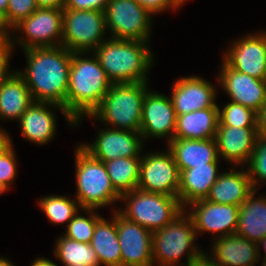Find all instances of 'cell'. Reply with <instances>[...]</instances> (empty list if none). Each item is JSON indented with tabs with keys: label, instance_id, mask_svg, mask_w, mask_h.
<instances>
[{
	"label": "cell",
	"instance_id": "6da1fadb",
	"mask_svg": "<svg viewBox=\"0 0 266 266\" xmlns=\"http://www.w3.org/2000/svg\"><path fill=\"white\" fill-rule=\"evenodd\" d=\"M24 52L26 70L17 72L24 78L33 101L58 104L66 110L72 52L62 45Z\"/></svg>",
	"mask_w": 266,
	"mask_h": 266
},
{
	"label": "cell",
	"instance_id": "7a4b0ae2",
	"mask_svg": "<svg viewBox=\"0 0 266 266\" xmlns=\"http://www.w3.org/2000/svg\"><path fill=\"white\" fill-rule=\"evenodd\" d=\"M92 54V57H88L86 52L72 53L66 112L76 126L100 105L112 85L98 58Z\"/></svg>",
	"mask_w": 266,
	"mask_h": 266
},
{
	"label": "cell",
	"instance_id": "3957f363",
	"mask_svg": "<svg viewBox=\"0 0 266 266\" xmlns=\"http://www.w3.org/2000/svg\"><path fill=\"white\" fill-rule=\"evenodd\" d=\"M148 44L108 37L93 53L112 83L148 82L154 59Z\"/></svg>",
	"mask_w": 266,
	"mask_h": 266
},
{
	"label": "cell",
	"instance_id": "277c9868",
	"mask_svg": "<svg viewBox=\"0 0 266 266\" xmlns=\"http://www.w3.org/2000/svg\"><path fill=\"white\" fill-rule=\"evenodd\" d=\"M148 82L112 83L100 105L87 117L114 129L140 133L142 104Z\"/></svg>",
	"mask_w": 266,
	"mask_h": 266
},
{
	"label": "cell",
	"instance_id": "5b68a950",
	"mask_svg": "<svg viewBox=\"0 0 266 266\" xmlns=\"http://www.w3.org/2000/svg\"><path fill=\"white\" fill-rule=\"evenodd\" d=\"M197 234L190 216L183 210L160 230L152 232V257L156 266H187L201 258L205 252L198 249ZM186 254L185 265L179 262ZM180 263V264H179Z\"/></svg>",
	"mask_w": 266,
	"mask_h": 266
},
{
	"label": "cell",
	"instance_id": "8992f818",
	"mask_svg": "<svg viewBox=\"0 0 266 266\" xmlns=\"http://www.w3.org/2000/svg\"><path fill=\"white\" fill-rule=\"evenodd\" d=\"M75 199L82 209L106 207L120 201L104 162L93 158L80 145L75 149Z\"/></svg>",
	"mask_w": 266,
	"mask_h": 266
},
{
	"label": "cell",
	"instance_id": "52a82bcc",
	"mask_svg": "<svg viewBox=\"0 0 266 266\" xmlns=\"http://www.w3.org/2000/svg\"><path fill=\"white\" fill-rule=\"evenodd\" d=\"M126 207L117 211L126 219L133 221L151 232L170 224L184 209L178 197L145 192L135 189L120 197Z\"/></svg>",
	"mask_w": 266,
	"mask_h": 266
},
{
	"label": "cell",
	"instance_id": "ba28073f",
	"mask_svg": "<svg viewBox=\"0 0 266 266\" xmlns=\"http://www.w3.org/2000/svg\"><path fill=\"white\" fill-rule=\"evenodd\" d=\"M105 11L63 9L61 45L72 53H91L106 39Z\"/></svg>",
	"mask_w": 266,
	"mask_h": 266
},
{
	"label": "cell",
	"instance_id": "9c48e42d",
	"mask_svg": "<svg viewBox=\"0 0 266 266\" xmlns=\"http://www.w3.org/2000/svg\"><path fill=\"white\" fill-rule=\"evenodd\" d=\"M13 30L25 34L12 38L23 50L61 46L63 32V8L39 7ZM21 36V37H20Z\"/></svg>",
	"mask_w": 266,
	"mask_h": 266
},
{
	"label": "cell",
	"instance_id": "30bf717a",
	"mask_svg": "<svg viewBox=\"0 0 266 266\" xmlns=\"http://www.w3.org/2000/svg\"><path fill=\"white\" fill-rule=\"evenodd\" d=\"M105 21L111 38L149 42L152 16L135 0H110Z\"/></svg>",
	"mask_w": 266,
	"mask_h": 266
},
{
	"label": "cell",
	"instance_id": "8fae6325",
	"mask_svg": "<svg viewBox=\"0 0 266 266\" xmlns=\"http://www.w3.org/2000/svg\"><path fill=\"white\" fill-rule=\"evenodd\" d=\"M179 187L180 171L169 149L142 155L137 189L178 197Z\"/></svg>",
	"mask_w": 266,
	"mask_h": 266
},
{
	"label": "cell",
	"instance_id": "7c38bea8",
	"mask_svg": "<svg viewBox=\"0 0 266 266\" xmlns=\"http://www.w3.org/2000/svg\"><path fill=\"white\" fill-rule=\"evenodd\" d=\"M231 43L223 60L238 72L266 80V32L250 33Z\"/></svg>",
	"mask_w": 266,
	"mask_h": 266
},
{
	"label": "cell",
	"instance_id": "4fadbf2b",
	"mask_svg": "<svg viewBox=\"0 0 266 266\" xmlns=\"http://www.w3.org/2000/svg\"><path fill=\"white\" fill-rule=\"evenodd\" d=\"M144 141L141 133L131 130L105 128L98 132L96 140L80 146L93 158L102 161H112L117 158L142 157Z\"/></svg>",
	"mask_w": 266,
	"mask_h": 266
},
{
	"label": "cell",
	"instance_id": "5bb4252c",
	"mask_svg": "<svg viewBox=\"0 0 266 266\" xmlns=\"http://www.w3.org/2000/svg\"><path fill=\"white\" fill-rule=\"evenodd\" d=\"M185 211L193 221L197 236L210 232L217 237L235 234L238 224L239 206L219 204L206 199L190 203ZM190 206V207H189Z\"/></svg>",
	"mask_w": 266,
	"mask_h": 266
},
{
	"label": "cell",
	"instance_id": "9a60e30c",
	"mask_svg": "<svg viewBox=\"0 0 266 266\" xmlns=\"http://www.w3.org/2000/svg\"><path fill=\"white\" fill-rule=\"evenodd\" d=\"M121 266H154L152 232L123 217L116 209Z\"/></svg>",
	"mask_w": 266,
	"mask_h": 266
},
{
	"label": "cell",
	"instance_id": "2e32d148",
	"mask_svg": "<svg viewBox=\"0 0 266 266\" xmlns=\"http://www.w3.org/2000/svg\"><path fill=\"white\" fill-rule=\"evenodd\" d=\"M176 118L169 96L153 92L150 89L146 92L140 124V133L144 141L150 137H166L167 143H169L174 139Z\"/></svg>",
	"mask_w": 266,
	"mask_h": 266
},
{
	"label": "cell",
	"instance_id": "e0dca14e",
	"mask_svg": "<svg viewBox=\"0 0 266 266\" xmlns=\"http://www.w3.org/2000/svg\"><path fill=\"white\" fill-rule=\"evenodd\" d=\"M218 74L222 86L232 102L259 112L266 103V80H260L232 69L224 60Z\"/></svg>",
	"mask_w": 266,
	"mask_h": 266
},
{
	"label": "cell",
	"instance_id": "ac0fdd59",
	"mask_svg": "<svg viewBox=\"0 0 266 266\" xmlns=\"http://www.w3.org/2000/svg\"><path fill=\"white\" fill-rule=\"evenodd\" d=\"M51 107L59 109L65 120L71 126H76V122L67 114L64 107L54 103L34 101L18 121L24 138L37 145H45L54 138L57 116Z\"/></svg>",
	"mask_w": 266,
	"mask_h": 266
},
{
	"label": "cell",
	"instance_id": "d6986e66",
	"mask_svg": "<svg viewBox=\"0 0 266 266\" xmlns=\"http://www.w3.org/2000/svg\"><path fill=\"white\" fill-rule=\"evenodd\" d=\"M171 98L176 115L209 107H219L215 103L216 87L199 76L180 77L172 85Z\"/></svg>",
	"mask_w": 266,
	"mask_h": 266
},
{
	"label": "cell",
	"instance_id": "ffe728a7",
	"mask_svg": "<svg viewBox=\"0 0 266 266\" xmlns=\"http://www.w3.org/2000/svg\"><path fill=\"white\" fill-rule=\"evenodd\" d=\"M258 136L257 127L218 126L215 142L219 158L236 167L248 164Z\"/></svg>",
	"mask_w": 266,
	"mask_h": 266
},
{
	"label": "cell",
	"instance_id": "44dd1931",
	"mask_svg": "<svg viewBox=\"0 0 266 266\" xmlns=\"http://www.w3.org/2000/svg\"><path fill=\"white\" fill-rule=\"evenodd\" d=\"M214 243V244H213ZM212 243L211 257L205 255L218 266H254L259 262L258 246L237 234L216 237Z\"/></svg>",
	"mask_w": 266,
	"mask_h": 266
},
{
	"label": "cell",
	"instance_id": "7402d4cb",
	"mask_svg": "<svg viewBox=\"0 0 266 266\" xmlns=\"http://www.w3.org/2000/svg\"><path fill=\"white\" fill-rule=\"evenodd\" d=\"M218 168V163H208L180 171L178 200L184 210L190 203L208 197L220 175Z\"/></svg>",
	"mask_w": 266,
	"mask_h": 266
},
{
	"label": "cell",
	"instance_id": "603a6c76",
	"mask_svg": "<svg viewBox=\"0 0 266 266\" xmlns=\"http://www.w3.org/2000/svg\"><path fill=\"white\" fill-rule=\"evenodd\" d=\"M179 171L208 163H219L215 139H178L167 143Z\"/></svg>",
	"mask_w": 266,
	"mask_h": 266
},
{
	"label": "cell",
	"instance_id": "cb8c5ba5",
	"mask_svg": "<svg viewBox=\"0 0 266 266\" xmlns=\"http://www.w3.org/2000/svg\"><path fill=\"white\" fill-rule=\"evenodd\" d=\"M235 169L220 173L216 183L211 187L206 200L236 206L244 203L255 189L253 188L247 169Z\"/></svg>",
	"mask_w": 266,
	"mask_h": 266
},
{
	"label": "cell",
	"instance_id": "d4e9b609",
	"mask_svg": "<svg viewBox=\"0 0 266 266\" xmlns=\"http://www.w3.org/2000/svg\"><path fill=\"white\" fill-rule=\"evenodd\" d=\"M174 138L215 139L219 124V107H209L176 115Z\"/></svg>",
	"mask_w": 266,
	"mask_h": 266
},
{
	"label": "cell",
	"instance_id": "484cf974",
	"mask_svg": "<svg viewBox=\"0 0 266 266\" xmlns=\"http://www.w3.org/2000/svg\"><path fill=\"white\" fill-rule=\"evenodd\" d=\"M33 102L24 78L17 71L0 81V120L18 122Z\"/></svg>",
	"mask_w": 266,
	"mask_h": 266
},
{
	"label": "cell",
	"instance_id": "4316f807",
	"mask_svg": "<svg viewBox=\"0 0 266 266\" xmlns=\"http://www.w3.org/2000/svg\"><path fill=\"white\" fill-rule=\"evenodd\" d=\"M254 190L239 206L238 224L235 234L258 243L266 236V196L256 197Z\"/></svg>",
	"mask_w": 266,
	"mask_h": 266
},
{
	"label": "cell",
	"instance_id": "83f0119b",
	"mask_svg": "<svg viewBox=\"0 0 266 266\" xmlns=\"http://www.w3.org/2000/svg\"><path fill=\"white\" fill-rule=\"evenodd\" d=\"M112 221L101 217L94 230L91 246L97 254L99 266H121V249L116 228V210Z\"/></svg>",
	"mask_w": 266,
	"mask_h": 266
},
{
	"label": "cell",
	"instance_id": "f1b7e54d",
	"mask_svg": "<svg viewBox=\"0 0 266 266\" xmlns=\"http://www.w3.org/2000/svg\"><path fill=\"white\" fill-rule=\"evenodd\" d=\"M142 157L117 158L104 162L113 188L122 196L137 189Z\"/></svg>",
	"mask_w": 266,
	"mask_h": 266
},
{
	"label": "cell",
	"instance_id": "f546056e",
	"mask_svg": "<svg viewBox=\"0 0 266 266\" xmlns=\"http://www.w3.org/2000/svg\"><path fill=\"white\" fill-rule=\"evenodd\" d=\"M55 244L53 255L64 266H99L97 254L90 243L78 242L62 234Z\"/></svg>",
	"mask_w": 266,
	"mask_h": 266
},
{
	"label": "cell",
	"instance_id": "4dcf8cb0",
	"mask_svg": "<svg viewBox=\"0 0 266 266\" xmlns=\"http://www.w3.org/2000/svg\"><path fill=\"white\" fill-rule=\"evenodd\" d=\"M39 207L52 224L68 223L81 210L77 200L68 196L49 195L39 199Z\"/></svg>",
	"mask_w": 266,
	"mask_h": 266
},
{
	"label": "cell",
	"instance_id": "1f68e13d",
	"mask_svg": "<svg viewBox=\"0 0 266 266\" xmlns=\"http://www.w3.org/2000/svg\"><path fill=\"white\" fill-rule=\"evenodd\" d=\"M258 113L242 104L229 102L219 107L218 126L257 127Z\"/></svg>",
	"mask_w": 266,
	"mask_h": 266
},
{
	"label": "cell",
	"instance_id": "d6a6232c",
	"mask_svg": "<svg viewBox=\"0 0 266 266\" xmlns=\"http://www.w3.org/2000/svg\"><path fill=\"white\" fill-rule=\"evenodd\" d=\"M81 211L87 213L88 216L85 217L78 211L68 223L64 236L78 242L91 243L96 223L101 216L95 212L96 209H81Z\"/></svg>",
	"mask_w": 266,
	"mask_h": 266
},
{
	"label": "cell",
	"instance_id": "836d02e7",
	"mask_svg": "<svg viewBox=\"0 0 266 266\" xmlns=\"http://www.w3.org/2000/svg\"><path fill=\"white\" fill-rule=\"evenodd\" d=\"M247 171L254 189L266 181V137L258 136L255 149L247 164ZM258 186V188H257Z\"/></svg>",
	"mask_w": 266,
	"mask_h": 266
},
{
	"label": "cell",
	"instance_id": "e575fe53",
	"mask_svg": "<svg viewBox=\"0 0 266 266\" xmlns=\"http://www.w3.org/2000/svg\"><path fill=\"white\" fill-rule=\"evenodd\" d=\"M11 138L9 143L0 150V181L8 188L17 175V158Z\"/></svg>",
	"mask_w": 266,
	"mask_h": 266
},
{
	"label": "cell",
	"instance_id": "d590c367",
	"mask_svg": "<svg viewBox=\"0 0 266 266\" xmlns=\"http://www.w3.org/2000/svg\"><path fill=\"white\" fill-rule=\"evenodd\" d=\"M39 7L35 0H8L6 20L13 29L22 20L29 17Z\"/></svg>",
	"mask_w": 266,
	"mask_h": 266
},
{
	"label": "cell",
	"instance_id": "8d00e7d4",
	"mask_svg": "<svg viewBox=\"0 0 266 266\" xmlns=\"http://www.w3.org/2000/svg\"><path fill=\"white\" fill-rule=\"evenodd\" d=\"M14 47L12 39L0 38V81L9 77L14 72L9 69V61Z\"/></svg>",
	"mask_w": 266,
	"mask_h": 266
},
{
	"label": "cell",
	"instance_id": "74e56055",
	"mask_svg": "<svg viewBox=\"0 0 266 266\" xmlns=\"http://www.w3.org/2000/svg\"><path fill=\"white\" fill-rule=\"evenodd\" d=\"M110 0H66L63 9L105 11Z\"/></svg>",
	"mask_w": 266,
	"mask_h": 266
},
{
	"label": "cell",
	"instance_id": "f35d334b",
	"mask_svg": "<svg viewBox=\"0 0 266 266\" xmlns=\"http://www.w3.org/2000/svg\"><path fill=\"white\" fill-rule=\"evenodd\" d=\"M142 6L151 16L156 13L164 12V10L173 11L177 9L170 0H135Z\"/></svg>",
	"mask_w": 266,
	"mask_h": 266
},
{
	"label": "cell",
	"instance_id": "ab89813d",
	"mask_svg": "<svg viewBox=\"0 0 266 266\" xmlns=\"http://www.w3.org/2000/svg\"><path fill=\"white\" fill-rule=\"evenodd\" d=\"M257 130L259 136L266 137V103L258 112Z\"/></svg>",
	"mask_w": 266,
	"mask_h": 266
},
{
	"label": "cell",
	"instance_id": "60d3db41",
	"mask_svg": "<svg viewBox=\"0 0 266 266\" xmlns=\"http://www.w3.org/2000/svg\"><path fill=\"white\" fill-rule=\"evenodd\" d=\"M10 30L13 31V29L6 20L5 14L0 11V38L12 39V33H10Z\"/></svg>",
	"mask_w": 266,
	"mask_h": 266
},
{
	"label": "cell",
	"instance_id": "b9f144b4",
	"mask_svg": "<svg viewBox=\"0 0 266 266\" xmlns=\"http://www.w3.org/2000/svg\"><path fill=\"white\" fill-rule=\"evenodd\" d=\"M38 7L64 8L66 0H35Z\"/></svg>",
	"mask_w": 266,
	"mask_h": 266
},
{
	"label": "cell",
	"instance_id": "7bdbcfd3",
	"mask_svg": "<svg viewBox=\"0 0 266 266\" xmlns=\"http://www.w3.org/2000/svg\"><path fill=\"white\" fill-rule=\"evenodd\" d=\"M187 266H218V265H215L205 254L193 261V262H190Z\"/></svg>",
	"mask_w": 266,
	"mask_h": 266
},
{
	"label": "cell",
	"instance_id": "ee69618b",
	"mask_svg": "<svg viewBox=\"0 0 266 266\" xmlns=\"http://www.w3.org/2000/svg\"><path fill=\"white\" fill-rule=\"evenodd\" d=\"M31 266H58L56 263L50 261L47 258L44 257H38L32 262Z\"/></svg>",
	"mask_w": 266,
	"mask_h": 266
},
{
	"label": "cell",
	"instance_id": "f6af8a7d",
	"mask_svg": "<svg viewBox=\"0 0 266 266\" xmlns=\"http://www.w3.org/2000/svg\"><path fill=\"white\" fill-rule=\"evenodd\" d=\"M9 138L8 132L4 128H0V150L9 143Z\"/></svg>",
	"mask_w": 266,
	"mask_h": 266
},
{
	"label": "cell",
	"instance_id": "bcb514c9",
	"mask_svg": "<svg viewBox=\"0 0 266 266\" xmlns=\"http://www.w3.org/2000/svg\"><path fill=\"white\" fill-rule=\"evenodd\" d=\"M257 246H258V255H259V259L261 257V249H260V246H263L264 248V251H265V255H264V258L262 259L263 261H266V236L260 240L258 243H257Z\"/></svg>",
	"mask_w": 266,
	"mask_h": 266
},
{
	"label": "cell",
	"instance_id": "7dc6e473",
	"mask_svg": "<svg viewBox=\"0 0 266 266\" xmlns=\"http://www.w3.org/2000/svg\"><path fill=\"white\" fill-rule=\"evenodd\" d=\"M0 266H15L11 260L7 258L0 257Z\"/></svg>",
	"mask_w": 266,
	"mask_h": 266
},
{
	"label": "cell",
	"instance_id": "c3c4849f",
	"mask_svg": "<svg viewBox=\"0 0 266 266\" xmlns=\"http://www.w3.org/2000/svg\"><path fill=\"white\" fill-rule=\"evenodd\" d=\"M8 0H0V11L6 15Z\"/></svg>",
	"mask_w": 266,
	"mask_h": 266
},
{
	"label": "cell",
	"instance_id": "681fc988",
	"mask_svg": "<svg viewBox=\"0 0 266 266\" xmlns=\"http://www.w3.org/2000/svg\"><path fill=\"white\" fill-rule=\"evenodd\" d=\"M170 1L178 10V8L182 6V4H185L186 0H170Z\"/></svg>",
	"mask_w": 266,
	"mask_h": 266
},
{
	"label": "cell",
	"instance_id": "f907efd6",
	"mask_svg": "<svg viewBox=\"0 0 266 266\" xmlns=\"http://www.w3.org/2000/svg\"><path fill=\"white\" fill-rule=\"evenodd\" d=\"M8 187L0 181V194H3L4 192L8 191Z\"/></svg>",
	"mask_w": 266,
	"mask_h": 266
},
{
	"label": "cell",
	"instance_id": "816d5d0a",
	"mask_svg": "<svg viewBox=\"0 0 266 266\" xmlns=\"http://www.w3.org/2000/svg\"><path fill=\"white\" fill-rule=\"evenodd\" d=\"M261 266H266V261L262 260Z\"/></svg>",
	"mask_w": 266,
	"mask_h": 266
}]
</instances>
